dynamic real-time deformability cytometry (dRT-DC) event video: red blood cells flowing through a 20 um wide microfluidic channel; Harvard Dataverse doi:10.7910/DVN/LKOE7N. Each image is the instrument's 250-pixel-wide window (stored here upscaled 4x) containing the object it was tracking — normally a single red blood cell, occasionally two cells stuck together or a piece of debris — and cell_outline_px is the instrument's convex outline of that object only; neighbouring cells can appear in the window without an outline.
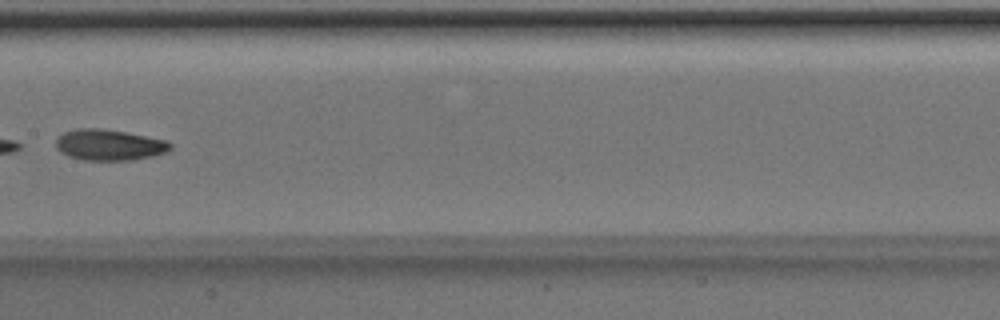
{"species": "Egyptian fruit bat (a non-hibernating species)", "species_latin": "Rousettus aegyptiacus", "temperature_condition": "room temperature", "stored_images_in_passage": 7, "camera_frame_rate_fps": 3000, "um_per_image_px": 0.085, "animal": {"sex": "male"}, "frame": {"image": 1, "passage_image": 6, "time_ms": 1.667, "image_size_px": [1000, 320], "cell_outline_px": [[172, 148], [168, 152], [152, 156], [132, 160], [84, 160], [68, 156], [60, 152], [56, 148], [56, 140], [64, 132], [76, 128], [100, 128], [124, 132], [168, 140], [172, 144]], "centroid_in_image_um": [9.3, 12.32], "position_along_channel_um": 198.1, "area_um2": 20.75}}
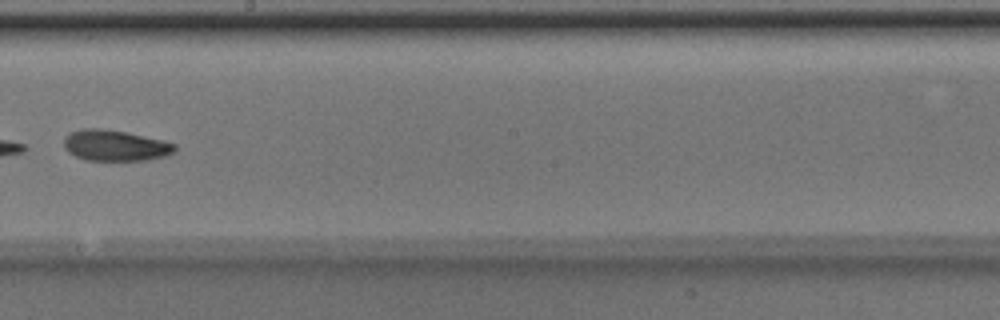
{"frame": {"image": 2, "passage_image": 7, "time_ms": 2.0, "image_size_px": [1000, 320], "cell_outline_px": [[176, 152], [168, 156], [148, 160], [84, 160], [68, 152], [64, 148], [64, 136], [68, 132], [80, 128], [100, 128], [124, 132], [160, 140], [176, 144]], "centroid_in_image_um": [9.76, 12.37], "position_along_channel_um": 238.4, "area_um2": 20.11}}